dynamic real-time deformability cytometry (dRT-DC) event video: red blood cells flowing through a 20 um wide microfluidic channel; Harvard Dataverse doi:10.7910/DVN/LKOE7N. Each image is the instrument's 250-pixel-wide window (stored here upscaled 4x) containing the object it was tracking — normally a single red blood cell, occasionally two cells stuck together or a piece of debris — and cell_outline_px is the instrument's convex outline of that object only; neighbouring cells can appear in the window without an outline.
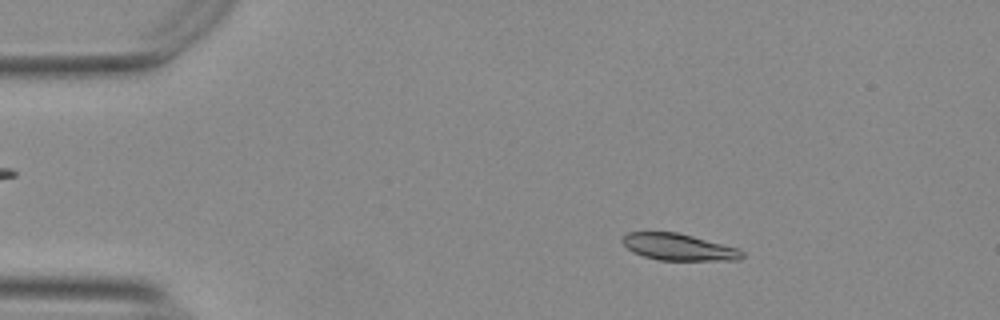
{"species": "Egyptian fruit bat (a non-hibernating species)", "species_latin": "Rousettus aegyptiacus", "temperature_condition": "warm", "stored_images_in_passage": 47, "camera_frame_rate_fps": 3000, "um_per_image_px": 0.085, "animal": {"sex": "female"}, "frame": {"image": 1, "passage_image": 2, "time_ms": 0.333, "image_size_px": [1000, 320], "cell_outline_px": [[744, 256], [740, 260], [660, 260], [644, 256], [632, 252], [620, 240], [628, 232], [676, 232], [740, 248], [744, 252]], "centroid_in_image_um": [57.71, 21.0], "position_along_channel_um": 27.3, "area_um2": 18.61}}
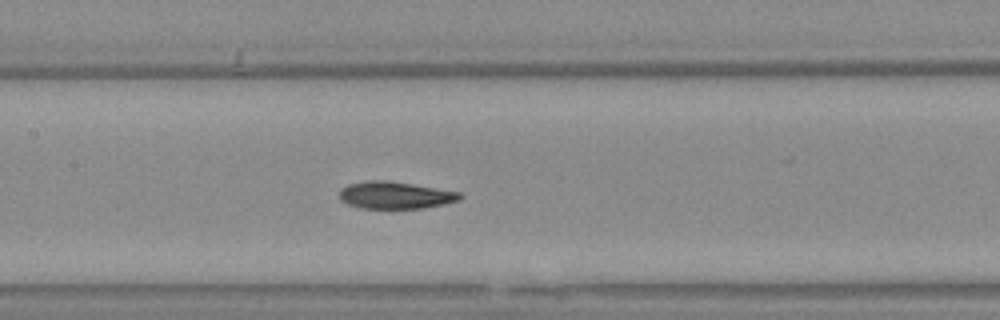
{"frame": {"image": 2, "passage_image": 19, "time_ms": 6.0, "image_size_px": [1000, 320], "cell_outline_px": [[464, 196], [460, 200], [444, 204], [424, 208], [360, 208], [348, 204], [340, 200], [340, 192], [348, 184], [368, 180], [384, 180], [412, 184], [460, 192]], "centroid_in_image_um": [33.62, 16.59], "position_along_channel_um": 173.8, "area_um2": 18.96}}
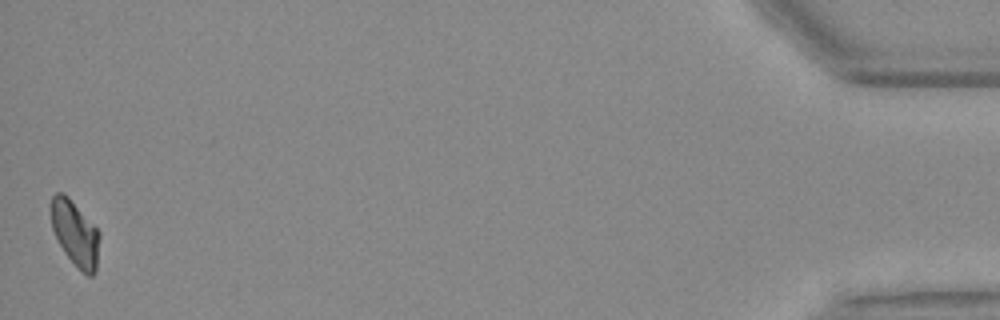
{"frame": {"image": 3, "passage_image": 47, "time_ms": 15.333, "image_size_px": [1000, 320], "cell_outline_px": [[100, 236], [96, 272], [92, 276], [88, 276], [64, 252], [52, 228], [52, 196], [56, 192], [64, 192], [68, 196], [100, 232]], "centroid_in_image_um": [6.41, 19.82], "position_along_channel_um": 428.8, "area_um2": 18.03}, "authors_computed_cell_mechanics": {"area_um2": 19.1896, "velocity_mm_per_s": 3.745, "shape_relaxation_time_tau1_ms": 4.7607, "shape_relaxation_time_tau2_ms": 5.2221, "deformation_change_tau1": 0.1607, "deformation_change_tau2": 0.0495}}